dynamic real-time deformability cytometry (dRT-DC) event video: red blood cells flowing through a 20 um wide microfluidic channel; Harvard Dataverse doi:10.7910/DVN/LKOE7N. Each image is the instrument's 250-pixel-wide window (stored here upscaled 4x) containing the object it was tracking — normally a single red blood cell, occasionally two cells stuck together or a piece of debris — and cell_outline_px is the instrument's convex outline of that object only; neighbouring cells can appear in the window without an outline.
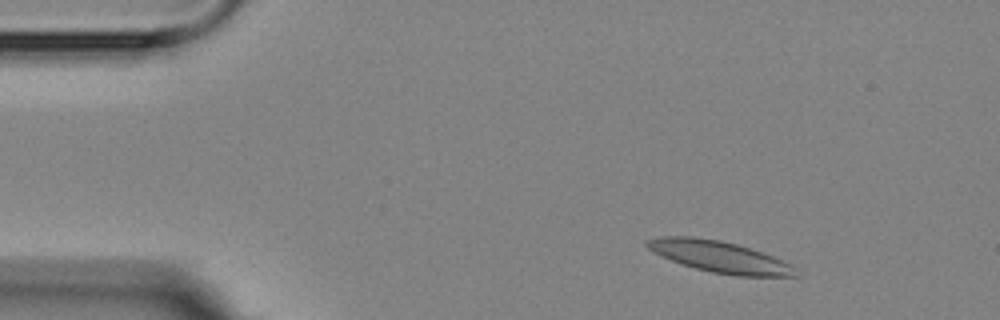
{"species": "Egyptian fruit bat (a non-hibernating species)", "species_latin": "Rousettus aegyptiacus", "temperature_condition": "room temperature", "stored_images_in_passage": 3, "camera_frame_rate_fps": 3000, "um_per_image_px": 0.085, "animal": {"sex": "female"}, "frame": {"image": 1, "passage_image": 2, "time_ms": 1.333, "image_size_px": [1000, 320], "cell_outline_px": [[796, 276], [736, 276], [712, 272], [696, 268], [672, 260], [648, 248], [644, 244], [648, 240], [660, 236], [692, 236], [720, 240], [736, 244], [772, 256], [792, 264], [796, 268]], "centroid_in_image_um": [61.18, 21.82], "position_along_channel_um": 23.8, "area_um2": 26.7}}